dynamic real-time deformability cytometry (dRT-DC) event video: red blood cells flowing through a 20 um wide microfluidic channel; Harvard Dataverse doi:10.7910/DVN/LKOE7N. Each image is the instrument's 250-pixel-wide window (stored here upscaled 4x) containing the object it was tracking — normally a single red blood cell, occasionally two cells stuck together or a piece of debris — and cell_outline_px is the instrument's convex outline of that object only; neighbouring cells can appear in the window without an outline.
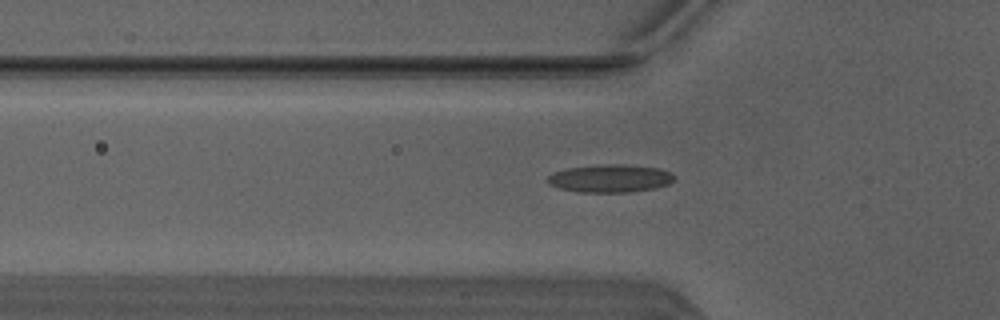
{"species": "Egyptian fruit bat (a non-hibernating species)", "species_latin": "Rousettus aegyptiacus", "temperature_condition": "warm", "stored_images_in_passage": 44, "camera_frame_rate_fps": 3000, "um_per_image_px": 0.085, "animal": {"sex": "male"}, "frame": {"image": 1, "passage_image": 17, "time_ms": 5.333, "image_size_px": [1000, 320], "cell_outline_px": [[676, 180], [668, 184], [656, 188], [628, 192], [580, 192], [560, 188], [548, 184], [544, 180], [552, 172], [568, 168], [600, 164], [624, 164], [660, 168], [672, 172], [676, 176]], "centroid_in_image_um": [51.88, 15.15], "position_along_channel_um": 73.9, "area_um2": 20.92}}
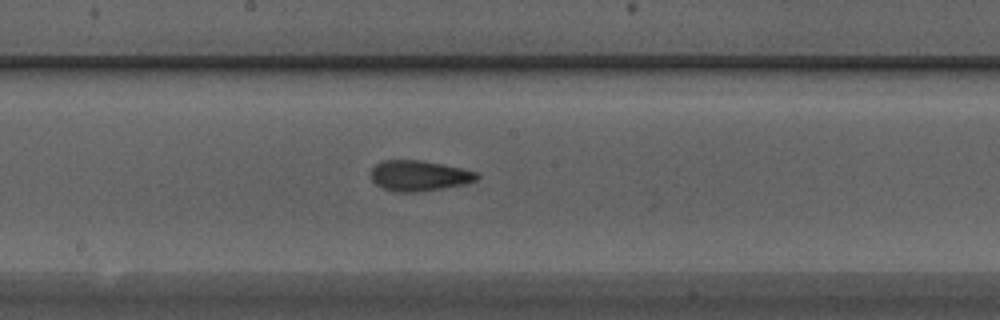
{"frame": {"image": 2, "passage_image": 27, "time_ms": 8.667, "image_size_px": [1000, 320], "cell_outline_px": [[480, 176], [476, 180], [464, 184], [444, 188], [416, 192], [396, 192], [380, 188], [372, 180], [372, 168], [376, 164], [384, 160], [420, 160], [460, 168], [476, 172]], "centroid_in_image_um": [35.6, 14.94], "position_along_channel_um": 212.6, "area_um2": 18.73}}
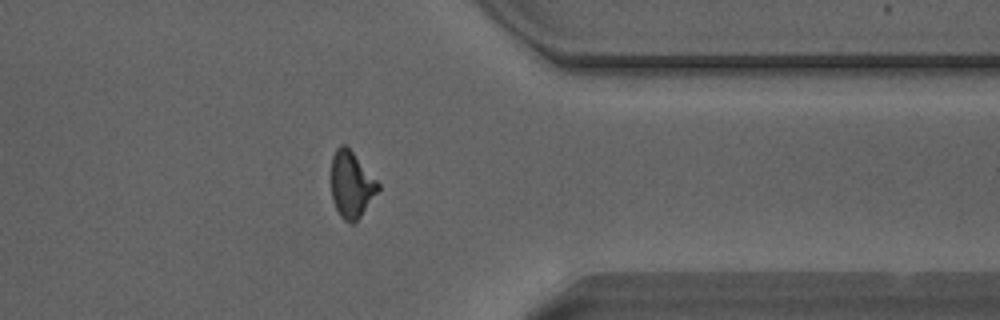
{"frame": {"image": 3, "passage_image": 40, "time_ms": 13.0, "image_size_px": [1000, 320], "cell_outline_px": [[380, 188], [360, 216], [352, 224], [348, 224], [340, 216], [332, 200], [332, 156], [336, 148], [340, 144], [344, 144], [352, 152], [380, 184]], "centroid_in_image_um": [29.85, 15.7], "position_along_channel_um": 381.5, "area_um2": 17.8}}